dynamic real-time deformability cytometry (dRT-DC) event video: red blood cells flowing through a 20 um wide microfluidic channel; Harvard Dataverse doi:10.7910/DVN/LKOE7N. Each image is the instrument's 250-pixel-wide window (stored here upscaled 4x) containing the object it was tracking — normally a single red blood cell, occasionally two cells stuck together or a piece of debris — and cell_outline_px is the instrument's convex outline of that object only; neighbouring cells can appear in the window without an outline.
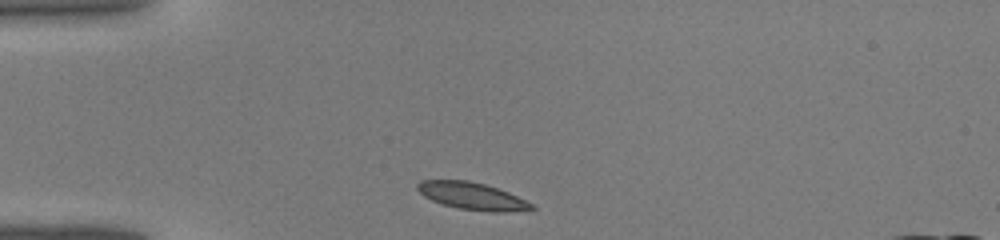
{"species": "common noctule bat (a hibernating species)", "species_latin": "Nyctalus noctula", "temperature_condition": "warm", "stored_images_in_passage": 27, "camera_frame_rate_fps": 3000, "um_per_image_px": 0.085, "animal": {"sex": "male", "body_mass_g": 19.0, "forearm_length_mm": 50.8}, "frame": {"image": 1, "passage_image": 1, "time_ms": 0.0, "image_size_px": [1000, 240], "cell_outline_px": [[536, 208], [508, 212], [492, 212], [460, 208], [440, 204], [424, 196], [416, 188], [416, 184], [420, 180], [468, 180], [484, 184], [508, 192], [532, 204]], "centroid_in_image_um": [40.08, 16.66], "position_along_channel_um": 44.9, "area_um2": 17.92}}
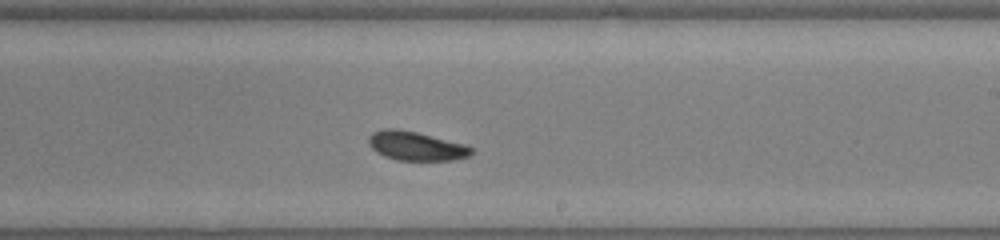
{"frame": {"image": 2, "passage_image": 16, "time_ms": 5.0, "image_size_px": [1000, 240], "cell_outline_px": [[472, 152], [468, 156], [452, 160], [396, 160], [384, 156], [376, 152], [368, 144], [368, 136], [372, 132], [384, 128], [396, 128], [416, 132], [464, 144], [472, 148]], "centroid_in_image_um": [35.3, 12.4], "position_along_channel_um": 253.7, "area_um2": 17.28}}
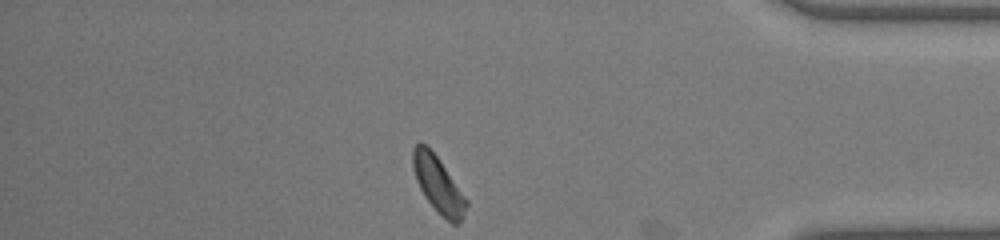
{"frame": {"image": 3, "passage_image": 27, "time_ms": 8.667, "image_size_px": [1000, 240], "cell_outline_px": [[468, 204], [464, 216], [456, 224], [452, 224], [424, 196], [416, 180], [412, 164], [412, 148], [420, 140], [436, 156], [468, 200]], "centroid_in_image_um": [37.23, 15.66], "position_along_channel_um": 398.0, "area_um2": 16.99}}